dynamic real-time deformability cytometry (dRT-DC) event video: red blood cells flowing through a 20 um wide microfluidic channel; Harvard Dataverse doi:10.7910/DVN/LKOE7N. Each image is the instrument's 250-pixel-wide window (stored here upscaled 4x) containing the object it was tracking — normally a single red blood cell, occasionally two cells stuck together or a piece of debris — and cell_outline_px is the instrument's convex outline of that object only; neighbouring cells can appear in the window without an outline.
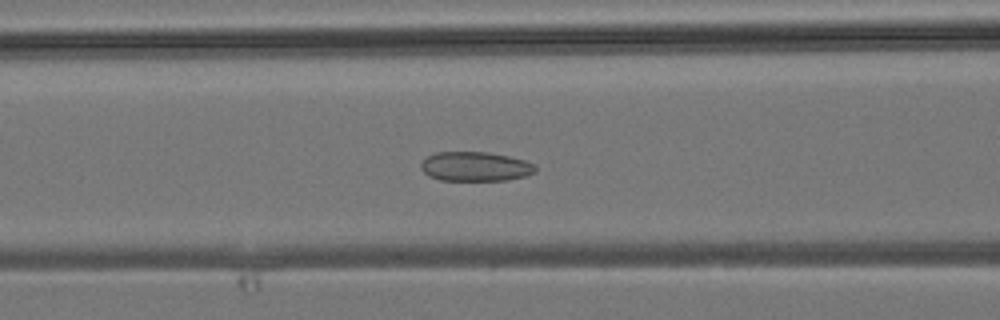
{"species": "common noctule bat (a hibernating species)", "species_latin": "Nyctalus noctula", "temperature_condition": "room temperature", "stored_images_in_passage": 36, "camera_frame_rate_fps": 3000, "um_per_image_px": 0.085, "animal": {"sex": "male", "body_mass_g": 19.2, "forearm_length_mm": 51.8}, "frame": {"image": 1, "passage_image": 10, "time_ms": 3.0, "image_size_px": [1000, 320], "cell_outline_px": [[536, 172], [524, 176], [508, 180], [440, 180], [428, 176], [420, 168], [420, 164], [428, 156], [436, 152], [488, 152], [508, 156], [524, 160], [536, 164]], "centroid_in_image_um": [40.41, 14.15], "position_along_channel_um": 126.2, "area_um2": 19.65}}
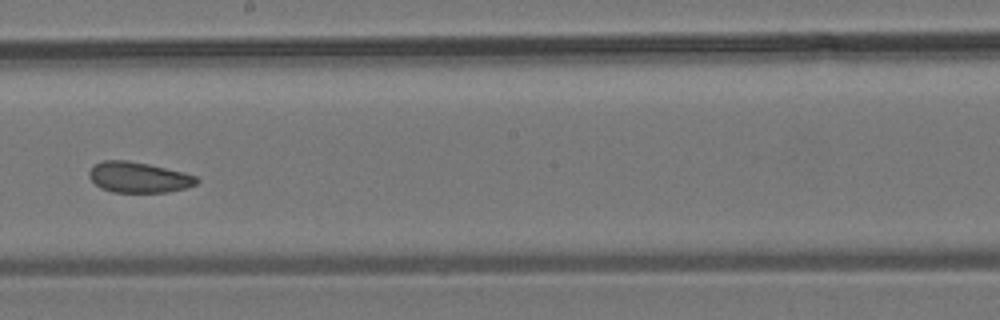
{"frame": {"image": 2, "passage_image": 17, "time_ms": 5.333, "image_size_px": [1000, 320], "cell_outline_px": [[200, 180], [196, 184], [184, 188], [168, 192], [112, 192], [100, 188], [88, 176], [88, 172], [96, 164], [104, 160], [128, 160], [148, 164], [196, 176]], "centroid_in_image_um": [11.76, 15.08], "position_along_channel_um": 236.4, "area_um2": 18.96}}
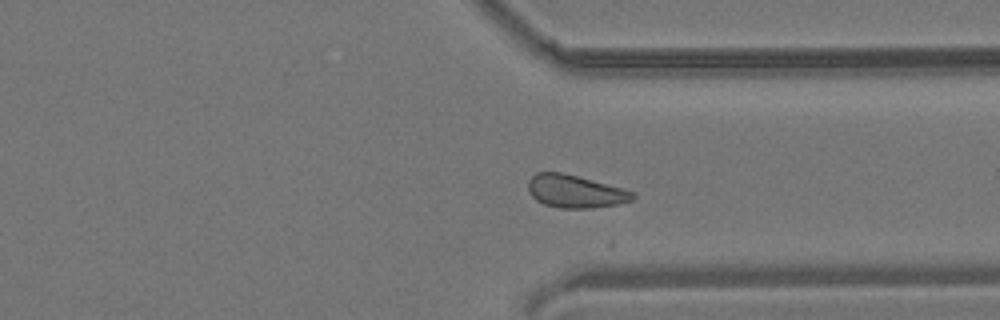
{"frame": {"image": 3, "passage_image": 25, "time_ms": 8.0, "image_size_px": [1000, 320], "cell_outline_px": [[636, 196], [632, 200], [616, 204], [588, 208], [560, 208], [544, 204], [536, 200], [528, 192], [528, 180], [536, 172], [560, 172], [576, 176], [636, 192]], "centroid_in_image_um": [48.86, 16.27], "position_along_channel_um": 362.5, "area_um2": 19.77}}